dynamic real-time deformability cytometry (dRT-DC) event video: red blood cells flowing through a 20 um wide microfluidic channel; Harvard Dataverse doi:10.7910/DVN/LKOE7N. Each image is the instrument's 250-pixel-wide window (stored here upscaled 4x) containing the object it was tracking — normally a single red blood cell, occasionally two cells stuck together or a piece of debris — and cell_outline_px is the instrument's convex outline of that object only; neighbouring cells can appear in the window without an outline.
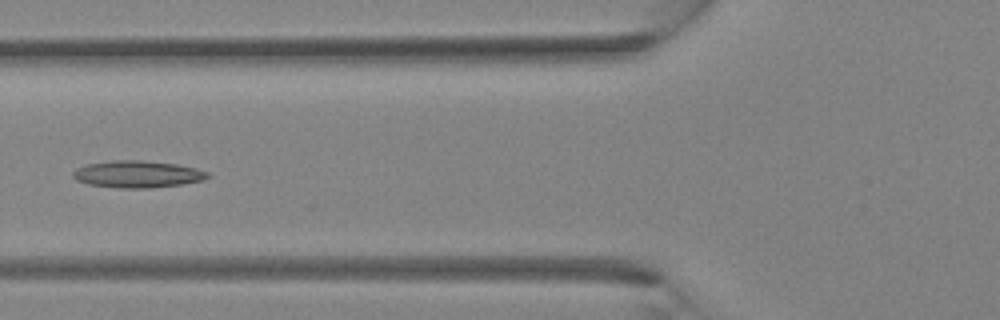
{"species": "Egyptian fruit bat (a non-hibernating species)", "species_latin": "Rousettus aegyptiacus", "temperature_condition": "room temperature", "stored_images_in_passage": 6, "camera_frame_rate_fps": 3000, "um_per_image_px": 0.085, "animal": {"sex": "female"}, "frame": {"image": 1, "passage_image": 6, "time_ms": 6.667, "image_size_px": [1000, 320], "cell_outline_px": [[212, 176], [204, 180], [180, 184], [152, 188], [120, 188], [88, 184], [76, 180], [72, 176], [72, 172], [76, 168], [88, 164], [112, 160], [140, 160], [176, 164], [196, 168], [208, 172]], "centroid_in_image_um": [11.69, 14.8], "position_along_channel_um": 114.1, "area_um2": 21.21}}